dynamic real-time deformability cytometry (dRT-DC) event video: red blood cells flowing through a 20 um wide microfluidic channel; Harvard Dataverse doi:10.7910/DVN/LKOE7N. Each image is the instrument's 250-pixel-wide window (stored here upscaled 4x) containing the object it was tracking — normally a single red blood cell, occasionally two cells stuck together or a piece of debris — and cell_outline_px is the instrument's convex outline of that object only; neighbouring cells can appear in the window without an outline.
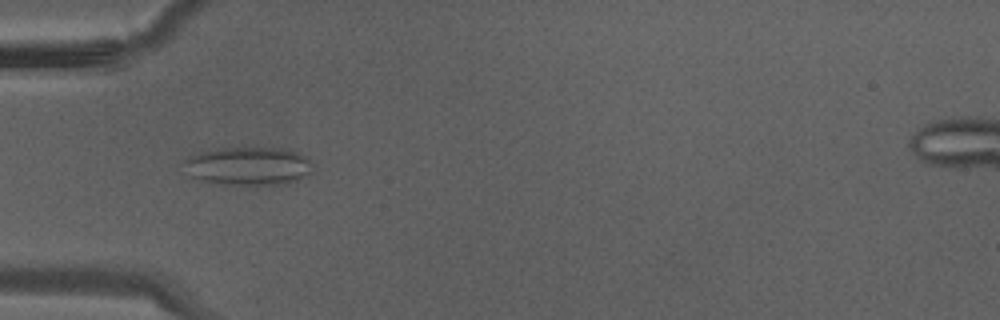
{"species": "Egyptian fruit bat (a non-hibernating species)", "species_latin": "Rousettus aegyptiacus", "temperature_condition": "warm", "stored_images_in_passage": 35, "camera_frame_rate_fps": 3000, "um_per_image_px": 0.085, "animal": {"sex": "male"}, "frame": {"image": 1, "passage_image": 11, "time_ms": 3.333, "image_size_px": [1000, 320], "cell_outline_px": [[312, 172], [296, 180], [284, 184], [216, 184], [192, 176], [184, 160], [188, 156], [200, 152], [216, 148], [280, 148], [296, 152], [308, 156]], "centroid_in_image_um": [21.13, 14.1], "position_along_channel_um": 63.9, "area_um2": 28.32}}
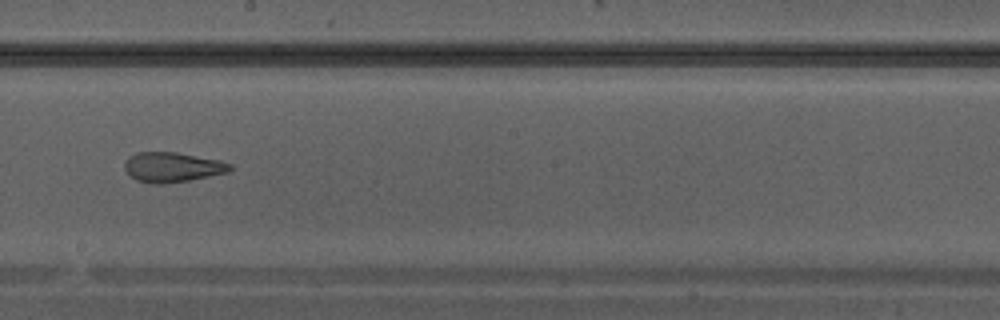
{"frame": {"image": 2, "passage_image": 20, "time_ms": 6.333, "image_size_px": [1000, 320], "cell_outline_px": [[232, 168], [228, 172], [188, 180], [160, 184], [152, 184], [136, 180], [124, 168], [124, 164], [128, 156], [136, 152], [176, 152], [220, 160], [232, 164]], "centroid_in_image_um": [14.63, 14.2], "position_along_channel_um": 233.6, "area_um2": 18.26}}